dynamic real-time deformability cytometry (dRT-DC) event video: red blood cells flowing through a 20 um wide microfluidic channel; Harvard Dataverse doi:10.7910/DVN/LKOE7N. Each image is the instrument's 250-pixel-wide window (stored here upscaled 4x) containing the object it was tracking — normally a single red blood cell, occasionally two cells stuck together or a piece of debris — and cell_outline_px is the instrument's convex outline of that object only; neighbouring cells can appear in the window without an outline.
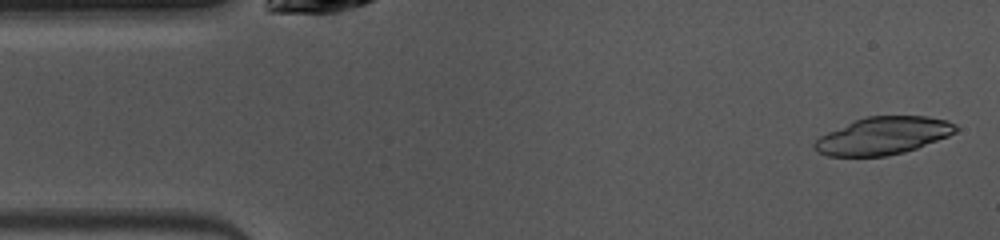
{"species": "common noctule bat (a hibernating species)", "species_latin": "Nyctalus noctula", "temperature_condition": "warm", "stored_images_in_passage": 46, "camera_frame_rate_fps": 3000, "um_per_image_px": 0.085, "animal": {"sex": "female", "body_mass_g": 10.0, "forearm_length_mm": 53.1}, "frame": {"image": 1, "passage_image": 1, "time_ms": 0.0, "image_size_px": [1000, 240], "cell_outline_px": [[960, 128], [956, 132], [948, 136], [916, 148], [904, 152], [884, 156], [828, 156], [812, 148], [812, 144], [820, 136], [828, 132], [856, 120], [868, 116], [928, 116], [948, 120], [956, 124]], "centroid_in_image_um": [75.1, 11.53], "position_along_channel_um": 9.9, "area_um2": 30.69}}